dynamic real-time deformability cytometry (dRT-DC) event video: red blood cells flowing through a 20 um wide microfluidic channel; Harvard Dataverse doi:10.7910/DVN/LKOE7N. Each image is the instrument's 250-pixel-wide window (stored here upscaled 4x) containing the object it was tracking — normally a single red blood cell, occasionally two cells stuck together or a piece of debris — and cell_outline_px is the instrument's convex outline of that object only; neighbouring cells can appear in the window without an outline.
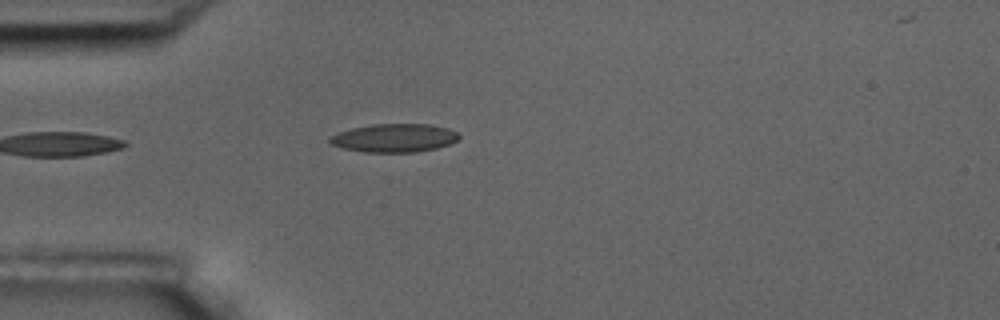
{"species": "common noctule bat (a hibernating species)", "species_latin": "Nyctalus noctula", "temperature_condition": "room temperature", "stored_images_in_passage": 1, "camera_frame_rate_fps": 3000, "um_per_image_px": 0.085, "animal": {"sex": "male", "body_mass_g": 17.5, "forearm_length_mm": 52.3}, "frame": {"image": 1, "passage_image": 1, "time_ms": 0.0, "image_size_px": [1000, 320], "cell_outline_px": [[460, 136], [452, 144], [436, 148], [416, 152], [364, 152], [344, 148], [328, 144], [328, 136], [352, 128], [372, 124], [432, 124], [448, 128], [456, 132]], "centroid_in_image_um": [33.5, 11.72], "position_along_channel_um": 51.5, "area_um2": 21.5}}